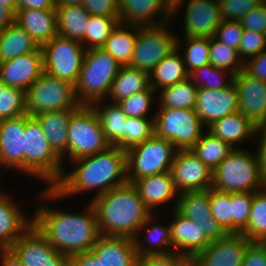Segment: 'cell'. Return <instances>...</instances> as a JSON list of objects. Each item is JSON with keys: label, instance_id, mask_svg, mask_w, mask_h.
I'll list each match as a JSON object with an SVG mask.
<instances>
[{"label": "cell", "instance_id": "6da1fadb", "mask_svg": "<svg viewBox=\"0 0 266 266\" xmlns=\"http://www.w3.org/2000/svg\"><path fill=\"white\" fill-rule=\"evenodd\" d=\"M68 163L74 164L73 170L64 171L52 188L45 187L42 194H38L39 200L49 203L92 190H96L94 197H97L128 182L127 153L118 146H109L104 151Z\"/></svg>", "mask_w": 266, "mask_h": 266}, {"label": "cell", "instance_id": "7a4b0ae2", "mask_svg": "<svg viewBox=\"0 0 266 266\" xmlns=\"http://www.w3.org/2000/svg\"><path fill=\"white\" fill-rule=\"evenodd\" d=\"M39 206L35 209L33 224L56 251L69 257L92 249L100 232L90 202L80 213L56 210L42 202Z\"/></svg>", "mask_w": 266, "mask_h": 266}, {"label": "cell", "instance_id": "3957f363", "mask_svg": "<svg viewBox=\"0 0 266 266\" xmlns=\"http://www.w3.org/2000/svg\"><path fill=\"white\" fill-rule=\"evenodd\" d=\"M100 235L135 238L152 214L135 186L127 182L91 199Z\"/></svg>", "mask_w": 266, "mask_h": 266}, {"label": "cell", "instance_id": "277c9868", "mask_svg": "<svg viewBox=\"0 0 266 266\" xmlns=\"http://www.w3.org/2000/svg\"><path fill=\"white\" fill-rule=\"evenodd\" d=\"M62 159L51 148L38 120L25 114L24 174L36 177L52 188L62 177Z\"/></svg>", "mask_w": 266, "mask_h": 266}, {"label": "cell", "instance_id": "5b68a950", "mask_svg": "<svg viewBox=\"0 0 266 266\" xmlns=\"http://www.w3.org/2000/svg\"><path fill=\"white\" fill-rule=\"evenodd\" d=\"M121 65L104 49L86 50L78 80L74 85L80 105L91 106L105 100Z\"/></svg>", "mask_w": 266, "mask_h": 266}, {"label": "cell", "instance_id": "8992f818", "mask_svg": "<svg viewBox=\"0 0 266 266\" xmlns=\"http://www.w3.org/2000/svg\"><path fill=\"white\" fill-rule=\"evenodd\" d=\"M265 187L255 150L234 148L213 170L212 188L218 191L257 192Z\"/></svg>", "mask_w": 266, "mask_h": 266}, {"label": "cell", "instance_id": "52a82bcc", "mask_svg": "<svg viewBox=\"0 0 266 266\" xmlns=\"http://www.w3.org/2000/svg\"><path fill=\"white\" fill-rule=\"evenodd\" d=\"M26 110L30 116L44 112L77 110L74 85L43 72L25 91Z\"/></svg>", "mask_w": 266, "mask_h": 266}, {"label": "cell", "instance_id": "ba28073f", "mask_svg": "<svg viewBox=\"0 0 266 266\" xmlns=\"http://www.w3.org/2000/svg\"><path fill=\"white\" fill-rule=\"evenodd\" d=\"M111 146L105 136L99 117L92 106L81 105L71 116L68 124L69 162L94 155Z\"/></svg>", "mask_w": 266, "mask_h": 266}, {"label": "cell", "instance_id": "9c48e42d", "mask_svg": "<svg viewBox=\"0 0 266 266\" xmlns=\"http://www.w3.org/2000/svg\"><path fill=\"white\" fill-rule=\"evenodd\" d=\"M154 127L155 135L171 141L177 150L191 149L205 132L195 109L160 107L155 112Z\"/></svg>", "mask_w": 266, "mask_h": 266}, {"label": "cell", "instance_id": "30bf717a", "mask_svg": "<svg viewBox=\"0 0 266 266\" xmlns=\"http://www.w3.org/2000/svg\"><path fill=\"white\" fill-rule=\"evenodd\" d=\"M126 153L128 182L133 183L136 179L169 171L177 149L171 141L154 134Z\"/></svg>", "mask_w": 266, "mask_h": 266}, {"label": "cell", "instance_id": "8fae6325", "mask_svg": "<svg viewBox=\"0 0 266 266\" xmlns=\"http://www.w3.org/2000/svg\"><path fill=\"white\" fill-rule=\"evenodd\" d=\"M168 22L138 26L133 55L128 66L150 74L154 67L177 48V34L169 31Z\"/></svg>", "mask_w": 266, "mask_h": 266}, {"label": "cell", "instance_id": "7c38bea8", "mask_svg": "<svg viewBox=\"0 0 266 266\" xmlns=\"http://www.w3.org/2000/svg\"><path fill=\"white\" fill-rule=\"evenodd\" d=\"M41 48L44 72L75 85L86 52L82 43L57 35Z\"/></svg>", "mask_w": 266, "mask_h": 266}, {"label": "cell", "instance_id": "4fadbf2b", "mask_svg": "<svg viewBox=\"0 0 266 266\" xmlns=\"http://www.w3.org/2000/svg\"><path fill=\"white\" fill-rule=\"evenodd\" d=\"M25 266H68V256L56 251L32 224L10 248Z\"/></svg>", "mask_w": 266, "mask_h": 266}, {"label": "cell", "instance_id": "5bb4252c", "mask_svg": "<svg viewBox=\"0 0 266 266\" xmlns=\"http://www.w3.org/2000/svg\"><path fill=\"white\" fill-rule=\"evenodd\" d=\"M169 172L179 194L206 191L212 187L213 171L190 149L177 150Z\"/></svg>", "mask_w": 266, "mask_h": 266}, {"label": "cell", "instance_id": "9a60e30c", "mask_svg": "<svg viewBox=\"0 0 266 266\" xmlns=\"http://www.w3.org/2000/svg\"><path fill=\"white\" fill-rule=\"evenodd\" d=\"M176 210L181 215L194 221L210 241H216L228 235L212 216L209 189L206 191L180 193Z\"/></svg>", "mask_w": 266, "mask_h": 266}, {"label": "cell", "instance_id": "2e32d148", "mask_svg": "<svg viewBox=\"0 0 266 266\" xmlns=\"http://www.w3.org/2000/svg\"><path fill=\"white\" fill-rule=\"evenodd\" d=\"M251 242L243 234H228L224 238L211 241L191 262L195 266H242Z\"/></svg>", "mask_w": 266, "mask_h": 266}, {"label": "cell", "instance_id": "e0dca14e", "mask_svg": "<svg viewBox=\"0 0 266 266\" xmlns=\"http://www.w3.org/2000/svg\"><path fill=\"white\" fill-rule=\"evenodd\" d=\"M195 111L205 128L224 116L239 112L234 83L218 90L198 88Z\"/></svg>", "mask_w": 266, "mask_h": 266}, {"label": "cell", "instance_id": "ac0fdd59", "mask_svg": "<svg viewBox=\"0 0 266 266\" xmlns=\"http://www.w3.org/2000/svg\"><path fill=\"white\" fill-rule=\"evenodd\" d=\"M233 83L237 91L239 112L256 126L266 125V83L243 70L234 76Z\"/></svg>", "mask_w": 266, "mask_h": 266}, {"label": "cell", "instance_id": "d6986e66", "mask_svg": "<svg viewBox=\"0 0 266 266\" xmlns=\"http://www.w3.org/2000/svg\"><path fill=\"white\" fill-rule=\"evenodd\" d=\"M183 37H213L222 22L217 0H186Z\"/></svg>", "mask_w": 266, "mask_h": 266}, {"label": "cell", "instance_id": "ffe728a7", "mask_svg": "<svg viewBox=\"0 0 266 266\" xmlns=\"http://www.w3.org/2000/svg\"><path fill=\"white\" fill-rule=\"evenodd\" d=\"M44 72L43 51L21 55L17 58L0 62V79L9 87L26 91Z\"/></svg>", "mask_w": 266, "mask_h": 266}, {"label": "cell", "instance_id": "44dd1931", "mask_svg": "<svg viewBox=\"0 0 266 266\" xmlns=\"http://www.w3.org/2000/svg\"><path fill=\"white\" fill-rule=\"evenodd\" d=\"M25 115L0 120V169L24 173Z\"/></svg>", "mask_w": 266, "mask_h": 266}, {"label": "cell", "instance_id": "7402d4cb", "mask_svg": "<svg viewBox=\"0 0 266 266\" xmlns=\"http://www.w3.org/2000/svg\"><path fill=\"white\" fill-rule=\"evenodd\" d=\"M118 10L123 24L149 26L174 19L164 0H118Z\"/></svg>", "mask_w": 266, "mask_h": 266}, {"label": "cell", "instance_id": "603a6c76", "mask_svg": "<svg viewBox=\"0 0 266 266\" xmlns=\"http://www.w3.org/2000/svg\"><path fill=\"white\" fill-rule=\"evenodd\" d=\"M172 211L173 221H170V231L173 251L192 260L211 241L194 221L181 215L176 209Z\"/></svg>", "mask_w": 266, "mask_h": 266}, {"label": "cell", "instance_id": "cb8c5ba5", "mask_svg": "<svg viewBox=\"0 0 266 266\" xmlns=\"http://www.w3.org/2000/svg\"><path fill=\"white\" fill-rule=\"evenodd\" d=\"M13 199L10 193L0 190V249H10L33 224V217H28Z\"/></svg>", "mask_w": 266, "mask_h": 266}, {"label": "cell", "instance_id": "d4e9b609", "mask_svg": "<svg viewBox=\"0 0 266 266\" xmlns=\"http://www.w3.org/2000/svg\"><path fill=\"white\" fill-rule=\"evenodd\" d=\"M132 184L151 213H155V209H157L156 213H159L157 206L169 204L171 200H176L173 202V207L176 209L179 193L174 187L169 171L136 179Z\"/></svg>", "mask_w": 266, "mask_h": 266}, {"label": "cell", "instance_id": "484cf974", "mask_svg": "<svg viewBox=\"0 0 266 266\" xmlns=\"http://www.w3.org/2000/svg\"><path fill=\"white\" fill-rule=\"evenodd\" d=\"M91 251L104 266H136L137 252L133 238L100 235Z\"/></svg>", "mask_w": 266, "mask_h": 266}, {"label": "cell", "instance_id": "4316f807", "mask_svg": "<svg viewBox=\"0 0 266 266\" xmlns=\"http://www.w3.org/2000/svg\"><path fill=\"white\" fill-rule=\"evenodd\" d=\"M14 22L25 29L39 47L58 35L56 10L17 9Z\"/></svg>", "mask_w": 266, "mask_h": 266}, {"label": "cell", "instance_id": "83f0119b", "mask_svg": "<svg viewBox=\"0 0 266 266\" xmlns=\"http://www.w3.org/2000/svg\"><path fill=\"white\" fill-rule=\"evenodd\" d=\"M156 216V212L152 213L139 228L134 238L138 258L148 255H168L174 253L171 245L170 224L167 226L163 224L160 225V223L154 225L153 222ZM142 232L146 234L143 238L144 240L146 239L145 243H147V245L141 243L140 235Z\"/></svg>", "mask_w": 266, "mask_h": 266}, {"label": "cell", "instance_id": "f1b7e54d", "mask_svg": "<svg viewBox=\"0 0 266 266\" xmlns=\"http://www.w3.org/2000/svg\"><path fill=\"white\" fill-rule=\"evenodd\" d=\"M206 130L232 148H238L236 144L255 139L257 126L241 112H236L213 122Z\"/></svg>", "mask_w": 266, "mask_h": 266}, {"label": "cell", "instance_id": "f546056e", "mask_svg": "<svg viewBox=\"0 0 266 266\" xmlns=\"http://www.w3.org/2000/svg\"><path fill=\"white\" fill-rule=\"evenodd\" d=\"M76 110L44 112L34 117L40 123L51 148L64 162L68 158V124Z\"/></svg>", "mask_w": 266, "mask_h": 266}, {"label": "cell", "instance_id": "4dcf8cb0", "mask_svg": "<svg viewBox=\"0 0 266 266\" xmlns=\"http://www.w3.org/2000/svg\"><path fill=\"white\" fill-rule=\"evenodd\" d=\"M150 87L149 74L128 65L120 67L108 93L109 101L118 103Z\"/></svg>", "mask_w": 266, "mask_h": 266}, {"label": "cell", "instance_id": "1f68e13d", "mask_svg": "<svg viewBox=\"0 0 266 266\" xmlns=\"http://www.w3.org/2000/svg\"><path fill=\"white\" fill-rule=\"evenodd\" d=\"M181 51L175 49L163 58L149 74L150 87L157 91L189 78Z\"/></svg>", "mask_w": 266, "mask_h": 266}, {"label": "cell", "instance_id": "d6a6232c", "mask_svg": "<svg viewBox=\"0 0 266 266\" xmlns=\"http://www.w3.org/2000/svg\"><path fill=\"white\" fill-rule=\"evenodd\" d=\"M38 48L31 35L16 22L0 31V62L34 52Z\"/></svg>", "mask_w": 266, "mask_h": 266}, {"label": "cell", "instance_id": "836d02e7", "mask_svg": "<svg viewBox=\"0 0 266 266\" xmlns=\"http://www.w3.org/2000/svg\"><path fill=\"white\" fill-rule=\"evenodd\" d=\"M137 33V25L119 22L102 49L108 52L121 66L128 65L133 55Z\"/></svg>", "mask_w": 266, "mask_h": 266}, {"label": "cell", "instance_id": "e575fe53", "mask_svg": "<svg viewBox=\"0 0 266 266\" xmlns=\"http://www.w3.org/2000/svg\"><path fill=\"white\" fill-rule=\"evenodd\" d=\"M105 100H100L91 106L96 111L107 142L116 146L125 137L127 115L123 112L118 103L109 101L104 105ZM101 104V105H100ZM104 105V106H102Z\"/></svg>", "mask_w": 266, "mask_h": 266}, {"label": "cell", "instance_id": "d590c367", "mask_svg": "<svg viewBox=\"0 0 266 266\" xmlns=\"http://www.w3.org/2000/svg\"><path fill=\"white\" fill-rule=\"evenodd\" d=\"M58 35L82 42L90 14L83 5L56 6Z\"/></svg>", "mask_w": 266, "mask_h": 266}, {"label": "cell", "instance_id": "8d00e7d4", "mask_svg": "<svg viewBox=\"0 0 266 266\" xmlns=\"http://www.w3.org/2000/svg\"><path fill=\"white\" fill-rule=\"evenodd\" d=\"M233 149L206 130L190 150L213 171Z\"/></svg>", "mask_w": 266, "mask_h": 266}, {"label": "cell", "instance_id": "74e56055", "mask_svg": "<svg viewBox=\"0 0 266 266\" xmlns=\"http://www.w3.org/2000/svg\"><path fill=\"white\" fill-rule=\"evenodd\" d=\"M198 88L190 78L160 90L159 107L195 109Z\"/></svg>", "mask_w": 266, "mask_h": 266}, {"label": "cell", "instance_id": "f35d334b", "mask_svg": "<svg viewBox=\"0 0 266 266\" xmlns=\"http://www.w3.org/2000/svg\"><path fill=\"white\" fill-rule=\"evenodd\" d=\"M181 42L184 44L182 45ZM184 45L186 47L182 48ZM177 49L180 51L184 49L185 51L181 53L186 70L189 74L203 65L210 64V37H181V39H179L177 36Z\"/></svg>", "mask_w": 266, "mask_h": 266}, {"label": "cell", "instance_id": "ab89813d", "mask_svg": "<svg viewBox=\"0 0 266 266\" xmlns=\"http://www.w3.org/2000/svg\"><path fill=\"white\" fill-rule=\"evenodd\" d=\"M241 234L250 241H266V187L254 192L250 217Z\"/></svg>", "mask_w": 266, "mask_h": 266}, {"label": "cell", "instance_id": "60d3db41", "mask_svg": "<svg viewBox=\"0 0 266 266\" xmlns=\"http://www.w3.org/2000/svg\"><path fill=\"white\" fill-rule=\"evenodd\" d=\"M119 23V17L90 15L84 39L81 42L86 50L102 48L112 30Z\"/></svg>", "mask_w": 266, "mask_h": 266}, {"label": "cell", "instance_id": "b9f144b4", "mask_svg": "<svg viewBox=\"0 0 266 266\" xmlns=\"http://www.w3.org/2000/svg\"><path fill=\"white\" fill-rule=\"evenodd\" d=\"M234 76V74L212 64L203 65L189 74V78L197 88L217 90L230 86L234 81ZM226 78L228 79L226 80Z\"/></svg>", "mask_w": 266, "mask_h": 266}, {"label": "cell", "instance_id": "7bdbcfd3", "mask_svg": "<svg viewBox=\"0 0 266 266\" xmlns=\"http://www.w3.org/2000/svg\"><path fill=\"white\" fill-rule=\"evenodd\" d=\"M154 134V118L127 117L125 137L116 146L127 151L151 138Z\"/></svg>", "mask_w": 266, "mask_h": 266}, {"label": "cell", "instance_id": "ee69618b", "mask_svg": "<svg viewBox=\"0 0 266 266\" xmlns=\"http://www.w3.org/2000/svg\"><path fill=\"white\" fill-rule=\"evenodd\" d=\"M209 62L234 75L243 70V61L240 59L237 49L227 46L214 37H210Z\"/></svg>", "mask_w": 266, "mask_h": 266}, {"label": "cell", "instance_id": "f6af8a7d", "mask_svg": "<svg viewBox=\"0 0 266 266\" xmlns=\"http://www.w3.org/2000/svg\"><path fill=\"white\" fill-rule=\"evenodd\" d=\"M27 114L25 91L6 86L0 88V120Z\"/></svg>", "mask_w": 266, "mask_h": 266}, {"label": "cell", "instance_id": "bcb514c9", "mask_svg": "<svg viewBox=\"0 0 266 266\" xmlns=\"http://www.w3.org/2000/svg\"><path fill=\"white\" fill-rule=\"evenodd\" d=\"M210 209L213 218L223 229L232 234V204L231 193L209 189Z\"/></svg>", "mask_w": 266, "mask_h": 266}, {"label": "cell", "instance_id": "7dc6e473", "mask_svg": "<svg viewBox=\"0 0 266 266\" xmlns=\"http://www.w3.org/2000/svg\"><path fill=\"white\" fill-rule=\"evenodd\" d=\"M254 192L231 193L232 204V234H241L247 226Z\"/></svg>", "mask_w": 266, "mask_h": 266}, {"label": "cell", "instance_id": "c3c4849f", "mask_svg": "<svg viewBox=\"0 0 266 266\" xmlns=\"http://www.w3.org/2000/svg\"><path fill=\"white\" fill-rule=\"evenodd\" d=\"M156 91L149 87L140 93L134 94L118 102L123 112L128 117L138 118H154L155 113L149 116L151 107L153 106ZM154 94V95H153ZM154 97V98H153Z\"/></svg>", "mask_w": 266, "mask_h": 266}, {"label": "cell", "instance_id": "681fc988", "mask_svg": "<svg viewBox=\"0 0 266 266\" xmlns=\"http://www.w3.org/2000/svg\"><path fill=\"white\" fill-rule=\"evenodd\" d=\"M222 20L240 21L252 9L260 5L263 0H217Z\"/></svg>", "mask_w": 266, "mask_h": 266}, {"label": "cell", "instance_id": "f907efd6", "mask_svg": "<svg viewBox=\"0 0 266 266\" xmlns=\"http://www.w3.org/2000/svg\"><path fill=\"white\" fill-rule=\"evenodd\" d=\"M266 49V35L260 32L244 29L238 47V54L243 63Z\"/></svg>", "mask_w": 266, "mask_h": 266}, {"label": "cell", "instance_id": "816d5d0a", "mask_svg": "<svg viewBox=\"0 0 266 266\" xmlns=\"http://www.w3.org/2000/svg\"><path fill=\"white\" fill-rule=\"evenodd\" d=\"M243 31L244 29L240 21L222 20L216 28L213 37L227 46L238 50Z\"/></svg>", "mask_w": 266, "mask_h": 266}, {"label": "cell", "instance_id": "f5cc1de1", "mask_svg": "<svg viewBox=\"0 0 266 266\" xmlns=\"http://www.w3.org/2000/svg\"><path fill=\"white\" fill-rule=\"evenodd\" d=\"M191 259L176 252L168 255H148L138 258L136 266H190Z\"/></svg>", "mask_w": 266, "mask_h": 266}, {"label": "cell", "instance_id": "db71d44e", "mask_svg": "<svg viewBox=\"0 0 266 266\" xmlns=\"http://www.w3.org/2000/svg\"><path fill=\"white\" fill-rule=\"evenodd\" d=\"M240 23L243 29L260 32L266 35V4L262 2L256 8L245 14Z\"/></svg>", "mask_w": 266, "mask_h": 266}, {"label": "cell", "instance_id": "11a10c76", "mask_svg": "<svg viewBox=\"0 0 266 266\" xmlns=\"http://www.w3.org/2000/svg\"><path fill=\"white\" fill-rule=\"evenodd\" d=\"M83 7L90 15L119 17L118 0H84Z\"/></svg>", "mask_w": 266, "mask_h": 266}, {"label": "cell", "instance_id": "9f6ffc18", "mask_svg": "<svg viewBox=\"0 0 266 266\" xmlns=\"http://www.w3.org/2000/svg\"><path fill=\"white\" fill-rule=\"evenodd\" d=\"M242 266H266V243L252 241L247 247Z\"/></svg>", "mask_w": 266, "mask_h": 266}, {"label": "cell", "instance_id": "6f0895ef", "mask_svg": "<svg viewBox=\"0 0 266 266\" xmlns=\"http://www.w3.org/2000/svg\"><path fill=\"white\" fill-rule=\"evenodd\" d=\"M243 71L266 83V49L243 63Z\"/></svg>", "mask_w": 266, "mask_h": 266}, {"label": "cell", "instance_id": "680465c9", "mask_svg": "<svg viewBox=\"0 0 266 266\" xmlns=\"http://www.w3.org/2000/svg\"><path fill=\"white\" fill-rule=\"evenodd\" d=\"M256 140L258 139L256 154L258 157V164L260 169L261 180L266 186V125L257 126Z\"/></svg>", "mask_w": 266, "mask_h": 266}, {"label": "cell", "instance_id": "91938a15", "mask_svg": "<svg viewBox=\"0 0 266 266\" xmlns=\"http://www.w3.org/2000/svg\"><path fill=\"white\" fill-rule=\"evenodd\" d=\"M68 266H104L102 261L90 250L84 253L71 255Z\"/></svg>", "mask_w": 266, "mask_h": 266}, {"label": "cell", "instance_id": "94428289", "mask_svg": "<svg viewBox=\"0 0 266 266\" xmlns=\"http://www.w3.org/2000/svg\"><path fill=\"white\" fill-rule=\"evenodd\" d=\"M17 9L56 10V0H17Z\"/></svg>", "mask_w": 266, "mask_h": 266}, {"label": "cell", "instance_id": "6125c7cd", "mask_svg": "<svg viewBox=\"0 0 266 266\" xmlns=\"http://www.w3.org/2000/svg\"><path fill=\"white\" fill-rule=\"evenodd\" d=\"M0 266H25L11 249H0Z\"/></svg>", "mask_w": 266, "mask_h": 266}, {"label": "cell", "instance_id": "be15d7a7", "mask_svg": "<svg viewBox=\"0 0 266 266\" xmlns=\"http://www.w3.org/2000/svg\"><path fill=\"white\" fill-rule=\"evenodd\" d=\"M15 13L7 6L0 3V31L14 22Z\"/></svg>", "mask_w": 266, "mask_h": 266}, {"label": "cell", "instance_id": "e7e4bbea", "mask_svg": "<svg viewBox=\"0 0 266 266\" xmlns=\"http://www.w3.org/2000/svg\"><path fill=\"white\" fill-rule=\"evenodd\" d=\"M185 0H164L165 4L170 8L172 11V16L178 15L179 10H181L183 7H181Z\"/></svg>", "mask_w": 266, "mask_h": 266}, {"label": "cell", "instance_id": "03108f58", "mask_svg": "<svg viewBox=\"0 0 266 266\" xmlns=\"http://www.w3.org/2000/svg\"><path fill=\"white\" fill-rule=\"evenodd\" d=\"M84 0H56V6L83 5Z\"/></svg>", "mask_w": 266, "mask_h": 266}, {"label": "cell", "instance_id": "003e7915", "mask_svg": "<svg viewBox=\"0 0 266 266\" xmlns=\"http://www.w3.org/2000/svg\"><path fill=\"white\" fill-rule=\"evenodd\" d=\"M0 3L9 7L14 13L17 10V0H0Z\"/></svg>", "mask_w": 266, "mask_h": 266}, {"label": "cell", "instance_id": "a7ac6f4b", "mask_svg": "<svg viewBox=\"0 0 266 266\" xmlns=\"http://www.w3.org/2000/svg\"><path fill=\"white\" fill-rule=\"evenodd\" d=\"M5 87H6V85L0 79V88H5Z\"/></svg>", "mask_w": 266, "mask_h": 266}]
</instances>
